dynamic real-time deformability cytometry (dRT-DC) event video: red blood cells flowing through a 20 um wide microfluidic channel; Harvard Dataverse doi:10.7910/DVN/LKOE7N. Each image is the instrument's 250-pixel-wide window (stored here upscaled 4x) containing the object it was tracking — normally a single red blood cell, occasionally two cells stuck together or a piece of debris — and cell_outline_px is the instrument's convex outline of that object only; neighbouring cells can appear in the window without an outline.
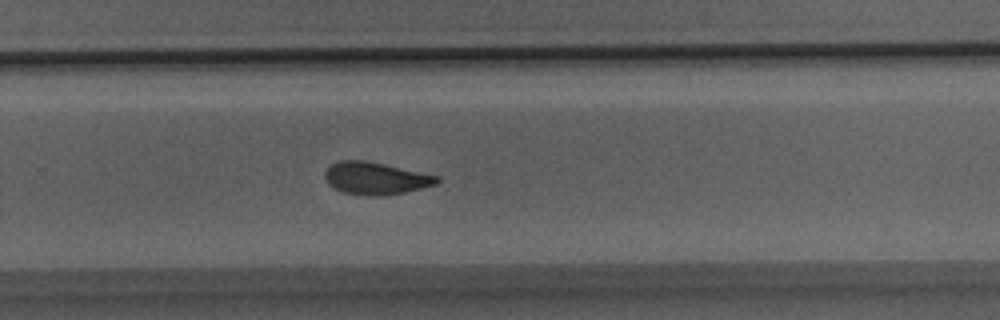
{"species": "Egyptian fruit bat (a non-hibernating species)", "species_latin": "Rousettus aegyptiacus", "temperature_condition": "room temperature", "stored_images_in_passage": 31, "camera_frame_rate_fps": 3000, "um_per_image_px": 0.085, "animal": {"sex": "male"}, "frame": {"image": 1, "passage_image": 20, "time_ms": 6.333, "image_size_px": [1000, 320], "cell_outline_px": [[440, 180], [436, 184], [404, 192], [384, 196], [368, 196], [344, 192], [332, 188], [328, 184], [324, 176], [324, 172], [332, 164], [340, 160], [364, 160], [384, 164], [440, 176]], "centroid_in_image_um": [31.91, 15.16], "position_along_channel_um": 297.9, "area_um2": 21.1}}
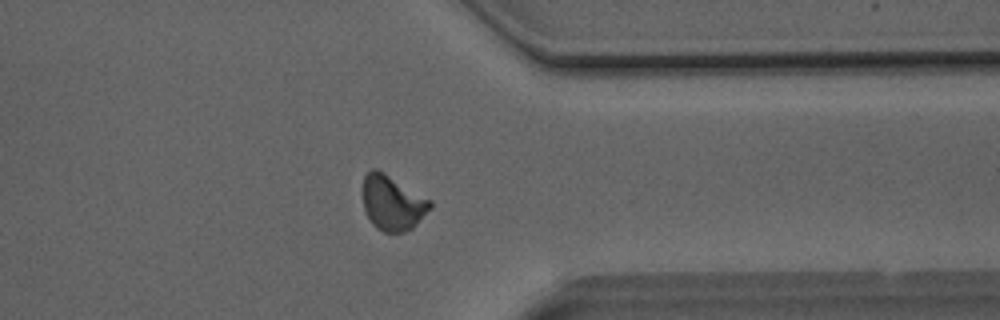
{"frame": {"image": 2, "passage_image": 24, "time_ms": 7.667, "image_size_px": [1000, 320], "cell_outline_px": [[432, 208], [412, 228], [404, 232], [384, 232], [376, 228], [372, 224], [364, 208], [364, 176], [372, 168], [376, 168], [384, 172], [432, 200]], "centroid_in_image_um": [33.39, 17.24], "position_along_channel_um": 378.0, "area_um2": 21.5}}
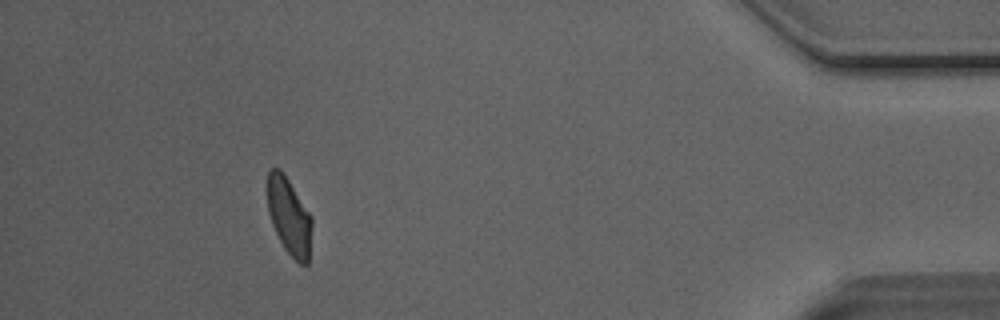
{"frame": {"image": 3, "passage_image": 28, "time_ms": 9.0, "image_size_px": [1000, 320], "cell_outline_px": [[312, 228], [308, 264], [300, 264], [284, 248], [272, 224], [268, 212], [268, 172], [272, 168], [280, 168], [312, 216]], "centroid_in_image_um": [24.59, 18.4], "position_along_channel_um": 410.6, "area_um2": 19.71}}